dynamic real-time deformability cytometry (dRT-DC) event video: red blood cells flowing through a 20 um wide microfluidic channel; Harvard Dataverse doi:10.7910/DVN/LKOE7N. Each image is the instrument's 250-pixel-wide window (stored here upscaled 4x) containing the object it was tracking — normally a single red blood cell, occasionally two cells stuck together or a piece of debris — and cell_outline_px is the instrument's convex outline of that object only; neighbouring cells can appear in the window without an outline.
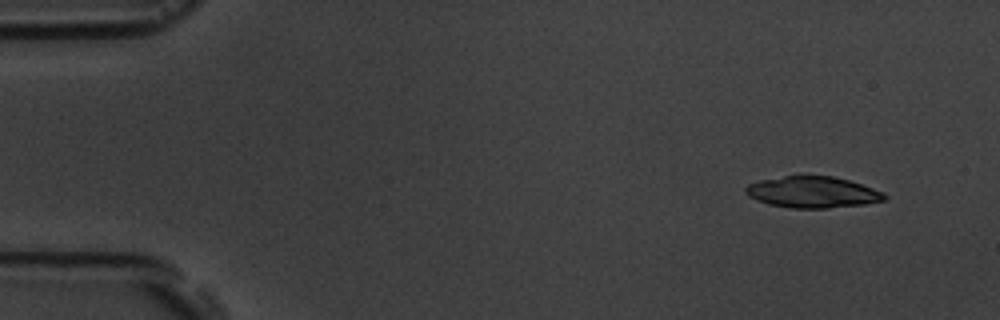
{"species": "common noctule bat (a hibernating species)", "species_latin": "Nyctalus noctula", "temperature_condition": "room temperature", "stored_images_in_passage": 6, "camera_frame_rate_fps": 3000, "um_per_image_px": 0.085, "animal": {"sex": "male", "body_mass_g": 19.5, "forearm_length_mm": 54.6}, "frame": {"image": 1, "passage_image": 1, "time_ms": 0.0, "image_size_px": [1000, 320], "cell_outline_px": [[888, 200], [864, 204], [828, 208], [792, 208], [768, 204], [756, 200], [748, 196], [744, 192], [744, 188], [748, 184], [760, 180], [784, 176], [832, 176], [848, 180], [884, 192], [888, 196]], "centroid_in_image_um": [69.07, 16.34], "position_along_channel_um": 15.9, "area_um2": 25.37}}
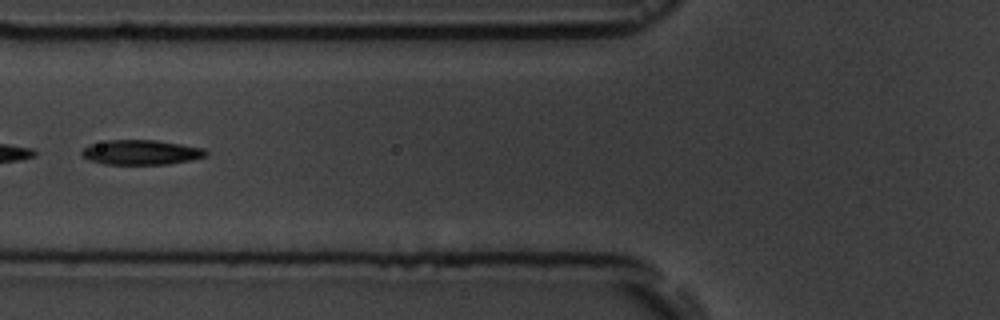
{"frame": {"image": 2, "passage_image": 5, "time_ms": 5.667, "image_size_px": [1000, 320], "cell_outline_px": [[208, 156], [192, 160], [168, 164], [104, 164], [92, 160], [84, 156], [80, 152], [88, 144], [108, 140], [156, 140], [204, 148], [208, 152]], "centroid_in_image_um": [12.03, 12.94], "position_along_channel_um": 113.8, "area_um2": 17.92}}
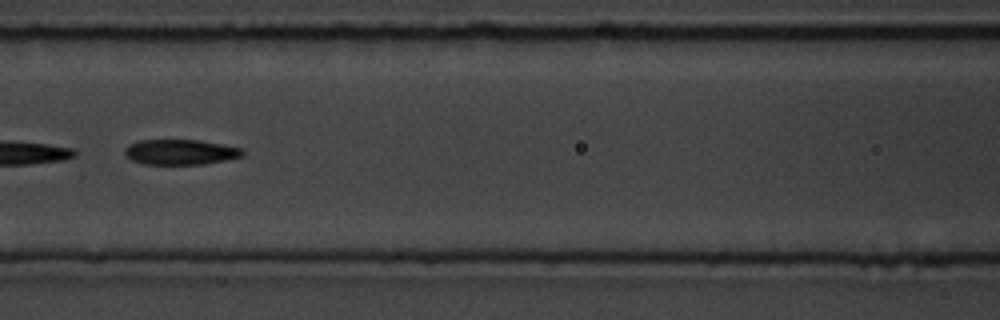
{"frame": {"image": 3, "passage_image": 6, "time_ms": 6.667, "image_size_px": [1000, 320], "cell_outline_px": [[244, 156], [204, 164], [144, 164], [132, 160], [124, 156], [124, 148], [128, 144], [140, 140], [200, 140], [240, 148], [244, 152]], "centroid_in_image_um": [15.28, 12.92], "position_along_channel_um": 151.3, "area_um2": 17.34}}